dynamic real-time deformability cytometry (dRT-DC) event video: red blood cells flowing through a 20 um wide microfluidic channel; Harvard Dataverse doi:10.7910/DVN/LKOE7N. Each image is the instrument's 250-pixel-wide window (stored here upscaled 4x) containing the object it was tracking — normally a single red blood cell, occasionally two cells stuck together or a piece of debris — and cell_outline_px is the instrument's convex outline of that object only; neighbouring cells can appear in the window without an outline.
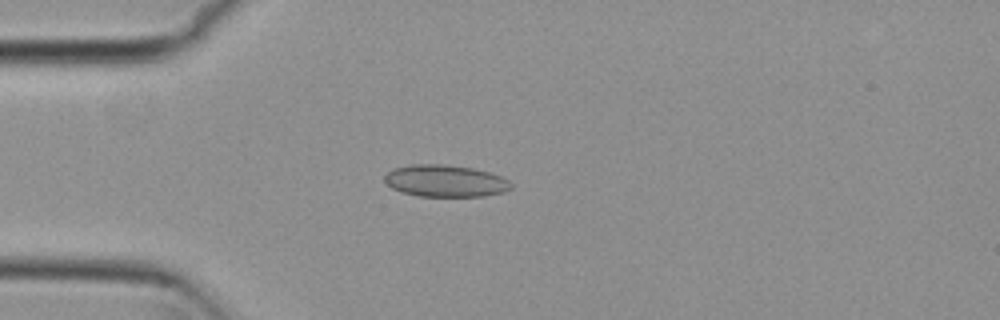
{"species": "common noctule bat (a hibernating species)", "species_latin": "Nyctalus noctula", "temperature_condition": "cold", "stored_images_in_passage": 41, "camera_frame_rate_fps": 3000, "um_per_image_px": 0.085, "animal": {"sex": "female", "body_mass_g": 29.2, "forearm_length_mm": 56.3}, "frame": {"image": 1, "passage_image": 1, "time_ms": 0.0, "image_size_px": [1000, 320], "cell_outline_px": [[512, 188], [504, 192], [480, 196], [420, 196], [404, 192], [392, 188], [384, 180], [384, 176], [392, 168], [412, 164], [444, 164], [472, 168], [488, 172], [500, 176], [508, 180], [512, 184]], "centroid_in_image_um": [37.84, 15.37], "position_along_channel_um": 47.2, "area_um2": 23.41}}
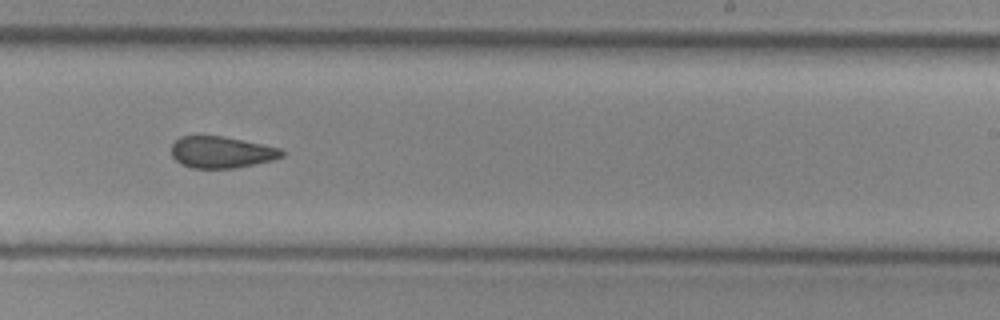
{"frame": {"image": 2, "passage_image": 20, "time_ms": 6.333, "image_size_px": [1000, 320], "cell_outline_px": [[284, 156], [272, 160], [236, 168], [192, 168], [180, 164], [172, 156], [172, 144], [180, 136], [224, 136], [280, 148], [284, 152]], "centroid_in_image_um": [18.81, 12.94], "position_along_channel_um": 270.2, "area_um2": 20.29}}
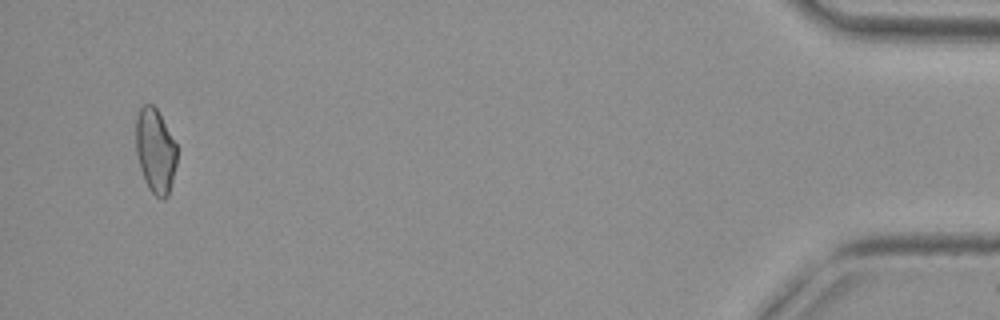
{"frame": {"image": 3, "passage_image": 39, "time_ms": 12.667, "image_size_px": [1000, 320], "cell_outline_px": [[176, 164], [168, 196], [164, 200], [160, 200], [148, 188], [144, 180], [140, 168], [136, 152], [136, 116], [140, 108], [144, 104], [152, 104], [156, 108], [176, 144]], "centroid_in_image_um": [13.19, 12.84], "position_along_channel_um": 422.0, "area_um2": 20.11}, "authors_computed_cell_mechanics": {"area_um2": 21.097, "velocity_mm_per_s": 3.7598, "shape_relaxation_time_tau1_ms": null, "shape_relaxation_time_tau2_ms": 2.715, "deformation_change_tau1": null, "deformation_change_tau2": 0.0781}}